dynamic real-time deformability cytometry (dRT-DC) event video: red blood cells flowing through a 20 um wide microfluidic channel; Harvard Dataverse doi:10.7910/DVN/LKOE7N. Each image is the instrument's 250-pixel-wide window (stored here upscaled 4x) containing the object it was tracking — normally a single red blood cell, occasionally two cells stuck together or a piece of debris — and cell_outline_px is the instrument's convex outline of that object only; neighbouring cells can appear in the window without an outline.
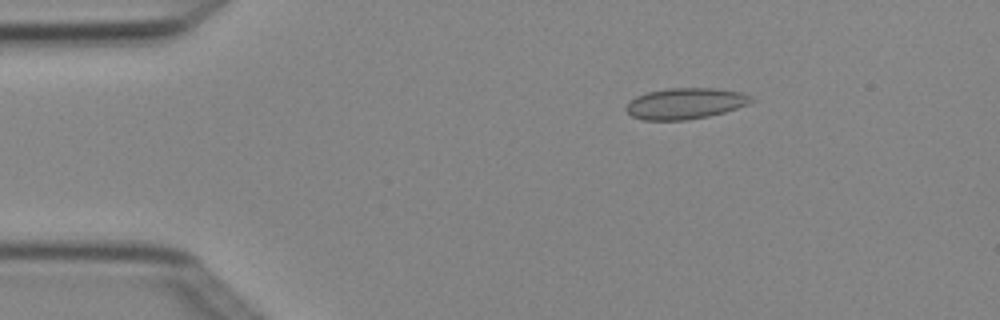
{"species": "Egyptian fruit bat (a non-hibernating species)", "species_latin": "Rousettus aegyptiacus", "temperature_condition": "cold", "stored_images_in_passage": 5, "camera_frame_rate_fps": 3000, "um_per_image_px": 0.085, "animal": {"sex": "female"}, "frame": {"image": 1, "passage_image": 1, "time_ms": 0.0, "image_size_px": [1000, 320], "cell_outline_px": [[756, 100], [748, 104], [724, 112], [708, 116], [688, 120], [644, 120], [632, 116], [624, 108], [636, 96], [648, 92], [668, 88], [716, 88], [740, 92], [752, 96]], "centroid_in_image_um": [58.27, 8.79], "position_along_channel_um": 26.7, "area_um2": 22.6}}
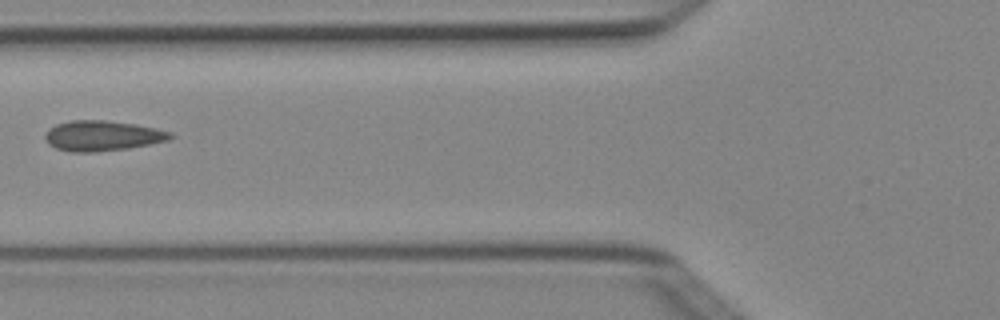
{"frame": {"image": 2, "passage_image": 4, "time_ms": 1.0, "image_size_px": [1000, 320], "cell_outline_px": [[176, 136], [168, 140], [128, 148], [96, 152], [72, 152], [56, 148], [48, 144], [44, 136], [56, 124], [72, 120], [108, 120], [136, 124], [156, 128], [172, 132]], "centroid_in_image_um": [8.74, 11.54], "position_along_channel_um": 117.1, "area_um2": 22.08}}
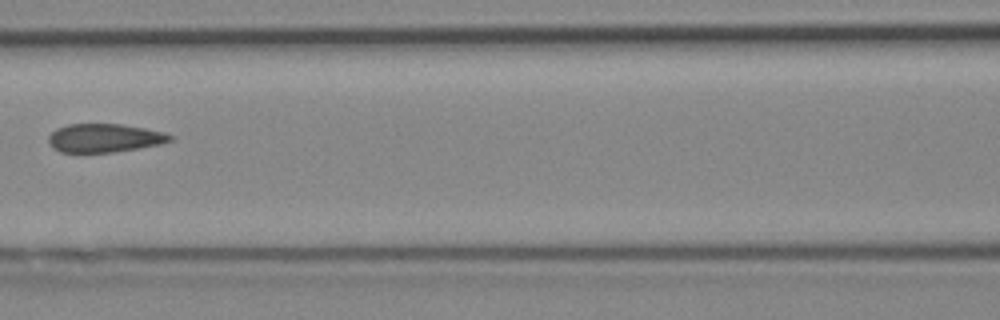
{"frame": {"image": 3, "passage_image": 5, "time_ms": 1.333, "image_size_px": [1000, 320], "cell_outline_px": [[172, 140], [160, 144], [140, 148], [112, 152], [60, 152], [52, 148], [48, 144], [48, 136], [56, 128], [68, 124], [120, 124], [144, 128], [164, 132], [172, 136]], "centroid_in_image_um": [8.84, 11.73], "position_along_channel_um": 157.8, "area_um2": 20.23}}